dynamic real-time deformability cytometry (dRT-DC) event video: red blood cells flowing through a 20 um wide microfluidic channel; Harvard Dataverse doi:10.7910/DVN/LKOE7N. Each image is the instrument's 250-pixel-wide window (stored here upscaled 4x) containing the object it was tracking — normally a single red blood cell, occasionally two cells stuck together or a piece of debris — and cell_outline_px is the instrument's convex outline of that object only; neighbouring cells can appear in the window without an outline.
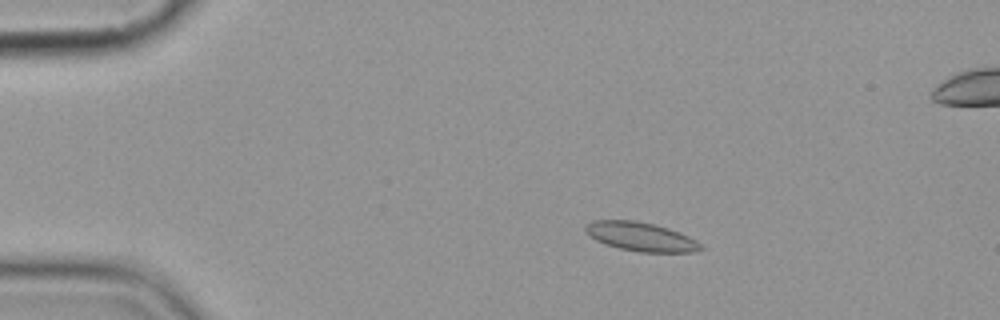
{"species": "common noctule bat (a hibernating species)", "species_latin": "Nyctalus noctula", "temperature_condition": "cold", "stored_images_in_passage": 6, "camera_frame_rate_fps": 3000, "um_per_image_px": 0.085, "animal": {"sex": "female", "body_mass_g": 19.9}, "frame": {"image": 1, "passage_image": 3, "time_ms": 2.333, "image_size_px": [1000, 320], "cell_outline_px": [[704, 248], [696, 252], [640, 252], [620, 248], [604, 244], [596, 240], [584, 232], [584, 228], [592, 220], [636, 220], [668, 228], [688, 236], [696, 240]], "centroid_in_image_um": [54.45, 20.12], "position_along_channel_um": 30.5, "area_um2": 19.36}}
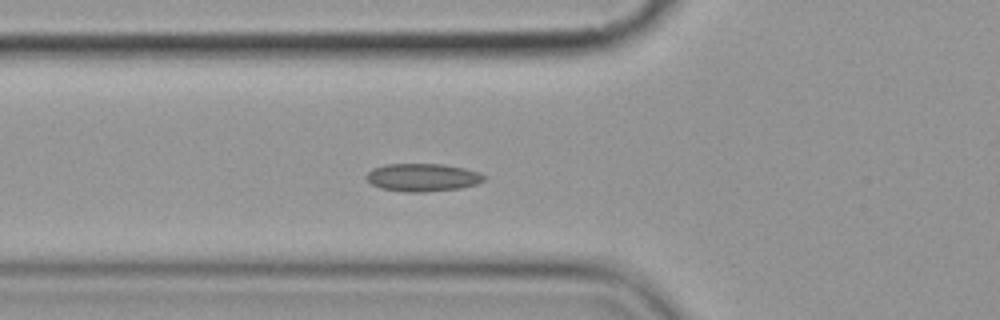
{"frame": {"image": 2, "passage_image": 6, "time_ms": 5.667, "image_size_px": [1000, 320], "cell_outline_px": [[488, 176], [484, 180], [476, 184], [460, 188], [424, 192], [404, 192], [380, 188], [372, 184], [364, 176], [372, 168], [384, 164], [444, 164], [464, 168], [480, 172]], "centroid_in_image_um": [35.92, 15.07], "position_along_channel_um": 89.9, "area_um2": 19.31}}